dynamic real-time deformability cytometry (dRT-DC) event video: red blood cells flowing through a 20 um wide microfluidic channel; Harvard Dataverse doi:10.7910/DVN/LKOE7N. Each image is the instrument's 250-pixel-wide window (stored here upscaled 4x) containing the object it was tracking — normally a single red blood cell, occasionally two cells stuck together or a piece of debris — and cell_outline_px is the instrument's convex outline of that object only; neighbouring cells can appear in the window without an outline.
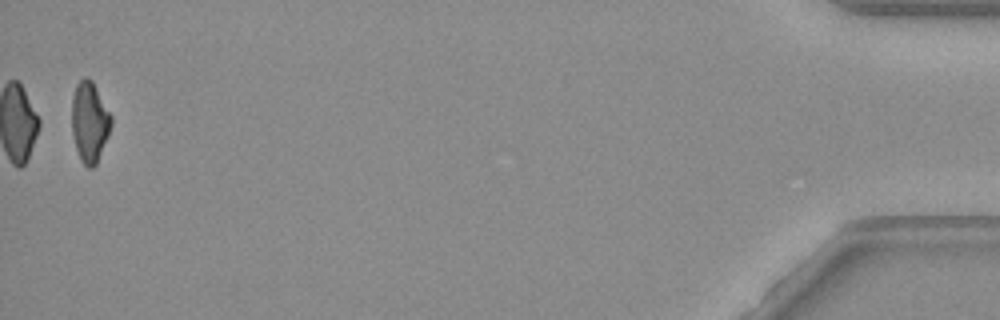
{"species": "common noctule bat (a hibernating species)", "species_latin": "Nyctalus noctula", "temperature_condition": "warm", "stored_images_in_passage": 41, "camera_frame_rate_fps": 3000, "um_per_image_px": 0.085, "animal": {"sex": "female", "body_mass_g": 19.3, "forearm_length_mm": 54.1}, "frame": {"image": 1, "passage_image": 41, "time_ms": 13.333, "image_size_px": [1000, 320], "cell_outline_px": [[112, 124], [108, 136], [96, 164], [92, 168], [88, 168], [80, 160], [76, 148], [72, 132], [72, 96], [76, 84], [84, 76], [88, 76], [92, 80], [112, 116]], "centroid_in_image_um": [7.61, 10.34], "position_along_channel_um": 427.6, "area_um2": 18.55}, "authors_computed_cell_mechanics": {"area_um2": 19.941, "velocity_mm_per_s": 3.5178, "shape_relaxation_time_tau1_ms": null, "shape_relaxation_time_tau2_ms": 5.7673, "deformation_change_tau1": null, "deformation_change_tau2": 0.1287}}